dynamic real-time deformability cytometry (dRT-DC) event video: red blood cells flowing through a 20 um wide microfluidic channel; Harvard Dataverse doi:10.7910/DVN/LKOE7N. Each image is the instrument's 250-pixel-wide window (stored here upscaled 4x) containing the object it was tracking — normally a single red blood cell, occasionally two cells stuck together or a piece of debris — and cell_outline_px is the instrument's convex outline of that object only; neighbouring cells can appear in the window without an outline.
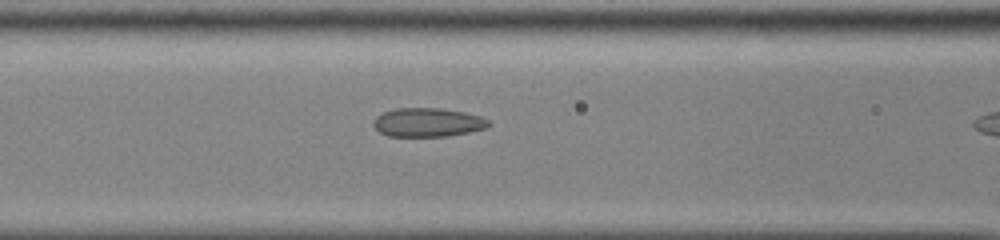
{"species": "common noctule bat (a hibernating species)", "species_latin": "Nyctalus noctula", "temperature_condition": "cold", "stored_images_in_passage": 6, "camera_frame_rate_fps": 3000, "um_per_image_px": 0.085, "animal": {"sex": "male", "body_mass_g": 13.0, "forearm_length_mm": 53.1}, "frame": {"image": 1, "passage_image": 5, "time_ms": 1.333, "image_size_px": [1000, 240], "cell_outline_px": [[492, 124], [484, 128], [468, 132], [448, 136], [388, 136], [380, 132], [372, 124], [372, 120], [376, 116], [384, 112], [396, 108], [436, 108], [464, 112], [480, 116], [488, 120]], "centroid_in_image_um": [36.33, 10.4], "position_along_channel_um": 130.3, "area_um2": 19.25}}